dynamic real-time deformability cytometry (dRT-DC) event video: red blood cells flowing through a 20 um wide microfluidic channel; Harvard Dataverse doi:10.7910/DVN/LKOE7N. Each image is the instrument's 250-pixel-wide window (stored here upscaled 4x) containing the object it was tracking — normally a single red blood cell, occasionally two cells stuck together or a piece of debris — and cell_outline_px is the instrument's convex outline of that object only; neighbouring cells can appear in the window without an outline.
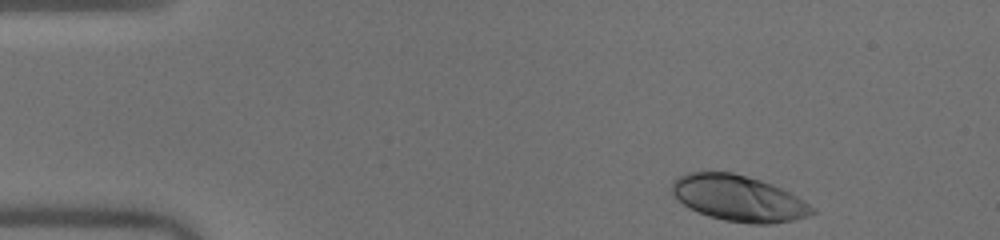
{"species": "human", "species_latin": "Homo sapiens", "temperature_condition": "warm", "stored_images_in_passage": 45, "camera_frame_rate_fps": 3000, "um_per_image_px": 0.085, "donor": {"sex": "male"}, "frame": {"image": 1, "passage_image": 1, "time_ms": 0.0, "image_size_px": [1000, 240], "cell_outline_px": [[816, 212], [808, 216], [792, 220], [768, 224], [752, 224], [724, 220], [708, 216], [688, 208], [668, 188], [672, 180], [688, 172], [732, 172], [760, 180], [772, 184], [804, 200], [816, 208]], "centroid_in_image_um": [62.76, 16.85], "position_along_channel_um": 22.2, "area_um2": 37.51}}
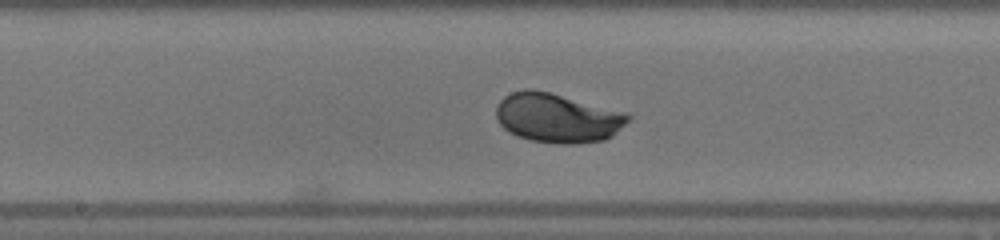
{"frame": {"image": 2, "passage_image": 21, "time_ms": 6.667, "image_size_px": [1000, 240], "cell_outline_px": [[632, 116], [612, 136], [604, 140], [580, 144], [556, 144], [528, 140], [516, 136], [508, 132], [496, 120], [496, 108], [500, 100], [504, 96], [512, 92], [524, 88], [532, 88], [548, 92], [624, 112]], "centroid_in_image_um": [47.32, 10.04], "position_along_channel_um": 200.9, "area_um2": 37.97}}
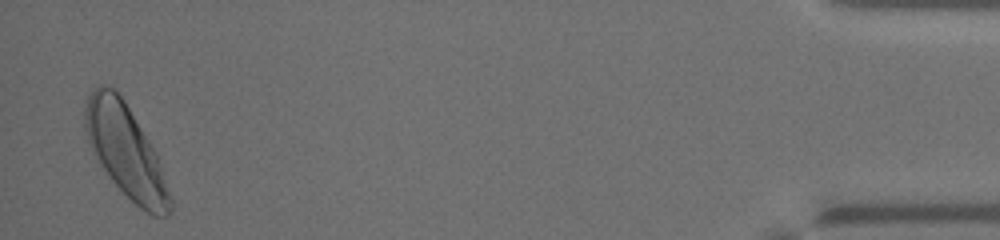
{"frame": {"image": 3, "passage_image": 44, "time_ms": 14.333, "image_size_px": [1000, 240], "cell_outline_px": [[172, 208], [168, 216], [152, 216], [140, 208], [112, 180], [96, 160], [88, 144], [84, 128], [84, 108], [88, 92], [96, 84], [104, 84], [116, 88], [124, 100], [156, 152], [172, 200]], "centroid_in_image_um": [10.64, 12.79], "position_along_channel_um": 424.6, "area_um2": 45.89}, "authors_computed_cell_mechanics": {"area_um2": 37.3388, "velocity_mm_per_s": 4.0245, "shape_relaxation_time_tau1_ms": 3.3635, "shape_relaxation_time_tau2_ms": 4.0352, "deformation_change_tau1": 0.1936, "deformation_change_tau2": 0.0683}}